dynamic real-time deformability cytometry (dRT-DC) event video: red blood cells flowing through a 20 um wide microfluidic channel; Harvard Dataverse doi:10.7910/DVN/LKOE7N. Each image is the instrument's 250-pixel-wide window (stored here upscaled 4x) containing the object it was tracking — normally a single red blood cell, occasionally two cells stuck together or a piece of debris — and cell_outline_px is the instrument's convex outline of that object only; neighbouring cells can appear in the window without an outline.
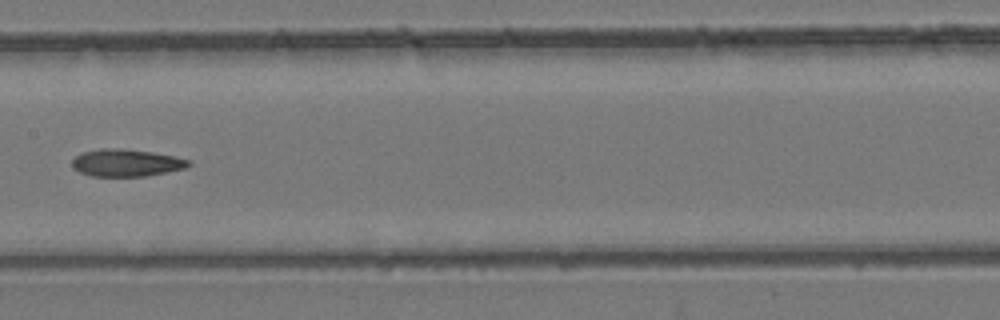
{"species": "common noctule bat (a hibernating species)", "species_latin": "Nyctalus noctula", "temperature_condition": "room temperature", "stored_images_in_passage": 6, "camera_frame_rate_fps": 3000, "um_per_image_px": 0.085, "animal": {"sex": "female", "body_mass_g": 24.6, "forearm_length_mm": 56.2}, "frame": {"image": 1, "passage_image": 6, "time_ms": 1.667, "image_size_px": [1000, 320], "cell_outline_px": [[192, 164], [184, 168], [144, 176], [92, 176], [80, 172], [72, 168], [72, 160], [76, 156], [84, 152], [100, 148], [116, 148], [152, 152], [176, 156], [192, 160]], "centroid_in_image_um": [10.74, 13.83], "position_along_channel_um": 196.7, "area_um2": 18.44}}